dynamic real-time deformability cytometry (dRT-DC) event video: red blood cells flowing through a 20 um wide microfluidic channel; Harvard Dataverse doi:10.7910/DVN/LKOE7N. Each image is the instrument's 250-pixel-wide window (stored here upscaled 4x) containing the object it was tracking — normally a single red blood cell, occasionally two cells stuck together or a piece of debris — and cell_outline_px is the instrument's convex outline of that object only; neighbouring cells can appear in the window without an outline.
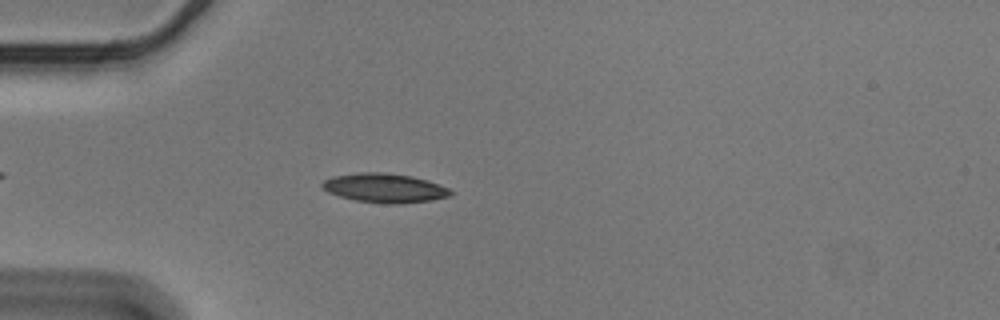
{"species": "Egyptian fruit bat (a non-hibernating species)", "species_latin": "Rousettus aegyptiacus", "temperature_condition": "cold", "stored_images_in_passage": 41, "camera_frame_rate_fps": 3000, "um_per_image_px": 0.085, "animal": {"sex": "male"}, "frame": {"image": 1, "passage_image": 8, "time_ms": 2.333, "image_size_px": [1000, 320], "cell_outline_px": [[452, 196], [432, 200], [400, 204], [384, 204], [356, 200], [340, 196], [328, 192], [320, 184], [324, 180], [332, 176], [360, 172], [380, 172], [412, 176], [428, 180], [448, 188], [452, 192]], "centroid_in_image_um": [32.7, 15.98], "position_along_channel_um": 52.3, "area_um2": 21.85}}
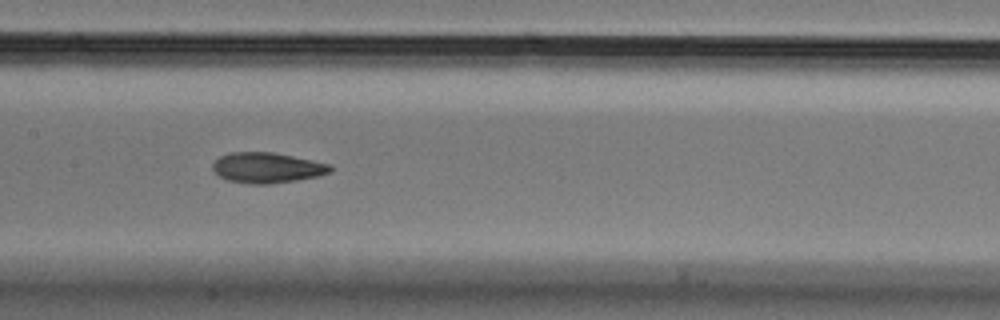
{"frame": {"image": 2, "passage_image": 20, "time_ms": 6.333, "image_size_px": [1000, 320], "cell_outline_px": [[332, 172], [320, 176], [296, 180], [268, 184], [248, 184], [228, 180], [220, 176], [212, 168], [212, 164], [220, 156], [228, 152], [272, 152], [332, 164]], "centroid_in_image_um": [22.72, 14.26], "position_along_channel_um": 184.7, "area_um2": 20.92}}
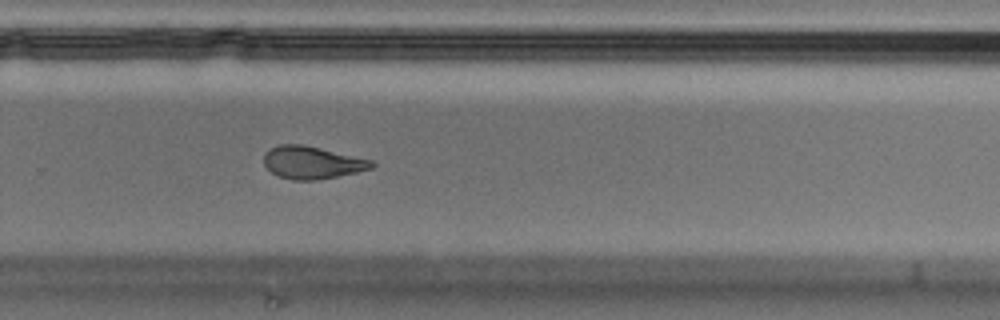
{"frame": {"image": 3, "passage_image": 30, "time_ms": 9.667, "image_size_px": [1000, 320], "cell_outline_px": [[376, 164], [372, 168], [356, 172], [316, 180], [292, 180], [280, 176], [272, 172], [264, 164], [264, 152], [268, 148], [280, 144], [300, 144], [320, 148], [372, 160]], "centroid_in_image_um": [26.5, 13.8], "position_along_channel_um": 303.3, "area_um2": 20.29}, "authors_computed_cell_mechanics": {"area_um2": 20.6346, "velocity_mm_per_s": 3.5723, "shape_relaxation_time_tau1_ms": 7.9873, "shape_relaxation_time_tau2_ms": 3.0853, "deformation_change_tau1": 0.1949, "deformation_change_tau2": 0.0993}}